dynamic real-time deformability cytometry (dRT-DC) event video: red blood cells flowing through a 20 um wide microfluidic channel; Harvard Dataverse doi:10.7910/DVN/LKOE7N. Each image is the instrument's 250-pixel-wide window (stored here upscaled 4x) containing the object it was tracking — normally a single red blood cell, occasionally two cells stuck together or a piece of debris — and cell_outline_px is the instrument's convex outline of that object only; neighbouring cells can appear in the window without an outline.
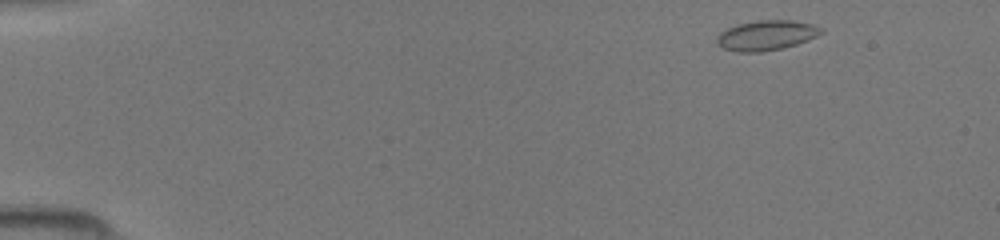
{"species": "common noctule bat (a hibernating species)", "species_latin": "Nyctalus noctula", "temperature_condition": "room temperature", "stored_images_in_passage": 43, "camera_frame_rate_fps": 3000, "um_per_image_px": 0.085, "animal": {"sex": "female", "body_mass_g": 19.5, "forearm_length_mm": 54.1}, "frame": {"image": 1, "passage_image": 1, "time_ms": 0.0, "image_size_px": [1000, 240], "cell_outline_px": [[824, 32], [808, 40], [796, 44], [780, 48], [760, 52], [736, 52], [724, 48], [716, 40], [716, 36], [720, 32], [736, 24], [756, 20], [792, 20], [812, 24], [820, 28]], "centroid_in_image_um": [65.12, 2.99], "position_along_channel_um": 19.9, "area_um2": 18.09}}
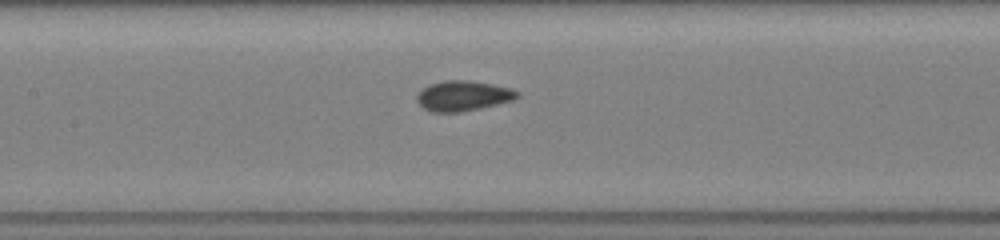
{"frame": {"image": 2, "passage_image": 19, "time_ms": 6.0, "image_size_px": [1000, 240], "cell_outline_px": [[520, 96], [516, 100], [480, 108], [460, 112], [432, 112], [424, 108], [416, 100], [416, 96], [428, 84], [444, 80], [468, 80], [492, 84], [512, 88], [520, 92]], "centroid_in_image_um": [39.41, 8.14], "position_along_channel_um": 168.0, "area_um2": 17.8}}
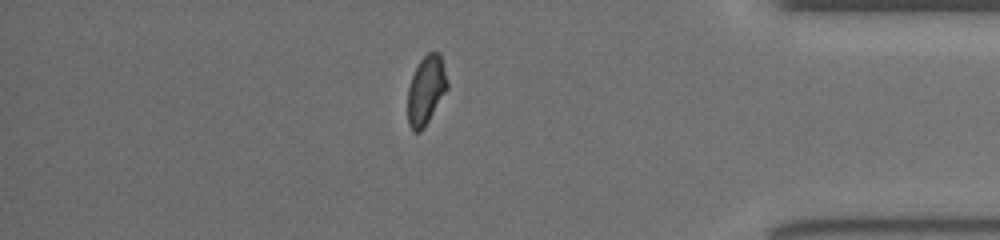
{"frame": {"image": 3, "passage_image": 37, "time_ms": 12.0, "image_size_px": [1000, 240], "cell_outline_px": [[448, 88], [424, 128], [420, 132], [412, 132], [408, 124], [408, 88], [412, 76], [420, 60], [428, 52], [440, 52], [448, 80]], "centroid_in_image_um": [36.22, 7.67], "position_along_channel_um": 399.0, "area_um2": 15.95}}